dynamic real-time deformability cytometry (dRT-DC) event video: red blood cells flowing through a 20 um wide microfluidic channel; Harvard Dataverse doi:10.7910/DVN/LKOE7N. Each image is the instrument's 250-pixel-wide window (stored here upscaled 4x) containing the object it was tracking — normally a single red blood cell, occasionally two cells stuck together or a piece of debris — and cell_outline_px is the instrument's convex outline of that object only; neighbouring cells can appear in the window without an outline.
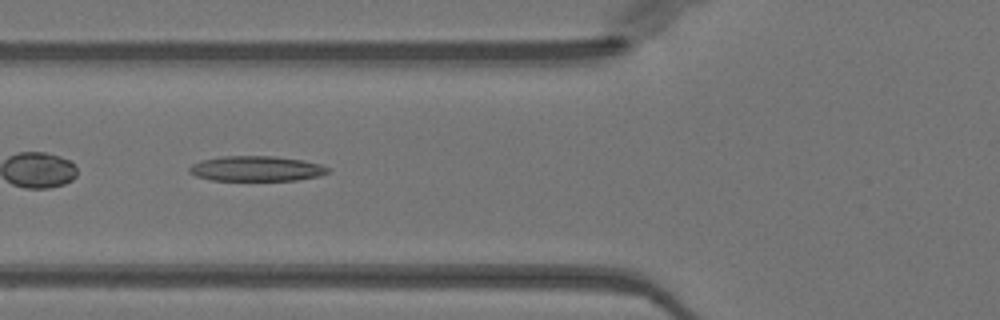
{"species": "Egyptian fruit bat (a non-hibernating species)", "species_latin": "Rousettus aegyptiacus", "temperature_condition": "warm", "stored_images_in_passage": 49, "camera_frame_rate_fps": 3000, "um_per_image_px": 0.085, "animal": {"sex": "female"}, "frame": {"image": 1, "passage_image": 18, "time_ms": 5.667, "image_size_px": [1000, 320], "cell_outline_px": [[328, 172], [320, 176], [296, 180], [212, 180], [196, 176], [188, 172], [188, 168], [192, 164], [200, 160], [224, 156], [272, 156], [304, 160], [320, 164], [328, 168]], "centroid_in_image_um": [21.76, 14.33], "position_along_channel_um": 104.0, "area_um2": 20.29}, "authors_computed_cell_mechanics": {"area_um2": 19.7098, "velocity_mm_per_s": 4.0361, "shape_relaxation_time_tau1_ms": null, "shape_relaxation_time_tau2_ms": 8.6704, "deformation_change_tau1": null, "deformation_change_tau2": 0.2339}}